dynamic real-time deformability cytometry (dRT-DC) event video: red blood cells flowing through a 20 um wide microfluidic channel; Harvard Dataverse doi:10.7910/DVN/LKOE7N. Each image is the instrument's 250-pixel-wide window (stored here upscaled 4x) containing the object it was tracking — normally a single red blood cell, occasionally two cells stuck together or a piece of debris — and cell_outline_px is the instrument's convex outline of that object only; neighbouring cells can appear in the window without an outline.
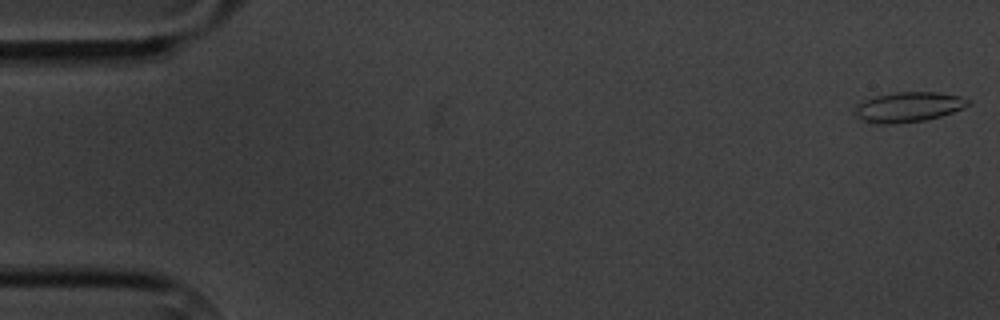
{"species": "common noctule bat (a hibernating species)", "species_latin": "Nyctalus noctula", "temperature_condition": "cold", "stored_images_in_passage": 6, "camera_frame_rate_fps": 3000, "um_per_image_px": 0.085, "animal": {"sex": "male", "body_mass_g": 20.1, "forearm_length_mm": 53.5}, "frame": {"image": 1, "passage_image": 1, "time_ms": 0.0, "image_size_px": [1000, 320], "cell_outline_px": [[972, 104], [952, 112], [928, 120], [892, 124], [884, 124], [864, 120], [856, 116], [852, 112], [856, 104], [864, 100], [876, 96], [896, 92], [936, 92], [960, 96], [972, 100]], "centroid_in_image_um": [77.23, 9.09], "position_along_channel_um": 7.8, "area_um2": 19.88}}